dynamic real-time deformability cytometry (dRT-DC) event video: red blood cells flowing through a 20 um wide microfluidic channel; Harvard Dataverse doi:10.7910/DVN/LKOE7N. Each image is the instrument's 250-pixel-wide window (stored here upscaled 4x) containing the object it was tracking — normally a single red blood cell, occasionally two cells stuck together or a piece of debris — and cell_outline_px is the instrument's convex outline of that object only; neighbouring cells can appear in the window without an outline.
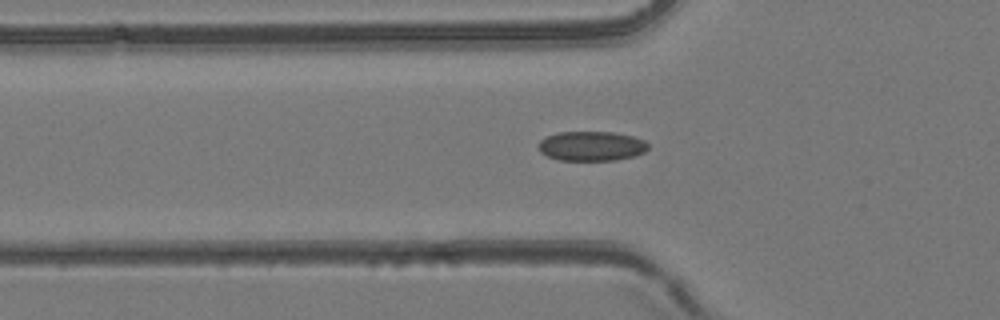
{"species": "common noctule bat (a hibernating species)", "species_latin": "Nyctalus noctula", "temperature_condition": "room temperature", "stored_images_in_passage": 49, "segment_of_instrument_passage": [1, 2], "camera_frame_rate_fps": 3000, "um_per_image_px": 0.085, "animal": {"sex": "female", "body_mass_g": 24.6, "forearm_length_mm": 56.2}, "frame": {"image": 1, "passage_image": 17, "time_ms": 5.333, "image_size_px": [1000, 320], "cell_outline_px": [[648, 148], [644, 152], [636, 156], [616, 160], [560, 160], [548, 156], [540, 152], [536, 144], [540, 140], [556, 132], [612, 132], [632, 136], [644, 140], [648, 144]], "centroid_in_image_um": [50.26, 12.41], "position_along_channel_um": 75.5, "area_um2": 19.02}}
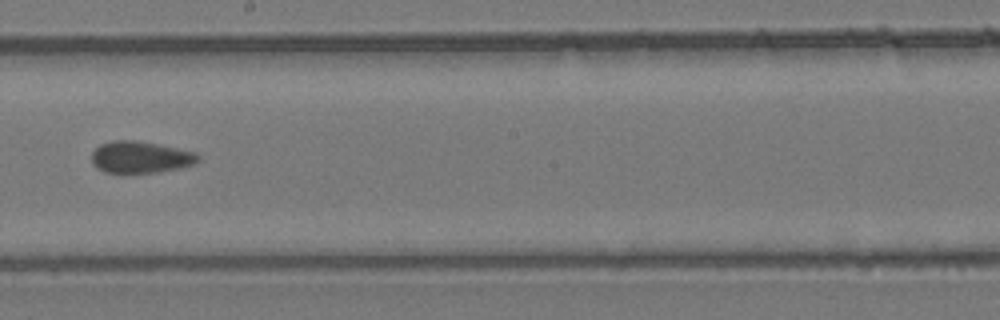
{"frame": {"image": 2, "passage_image": 28, "time_ms": 9.0, "image_size_px": [1000, 320], "cell_outline_px": [[200, 160], [196, 164], [180, 168], [156, 172], [104, 172], [96, 168], [92, 164], [92, 152], [100, 144], [112, 140], [136, 140], [160, 144], [196, 152], [200, 156]], "centroid_in_image_um": [11.96, 13.34], "position_along_channel_um": 236.2, "area_um2": 19.88}}
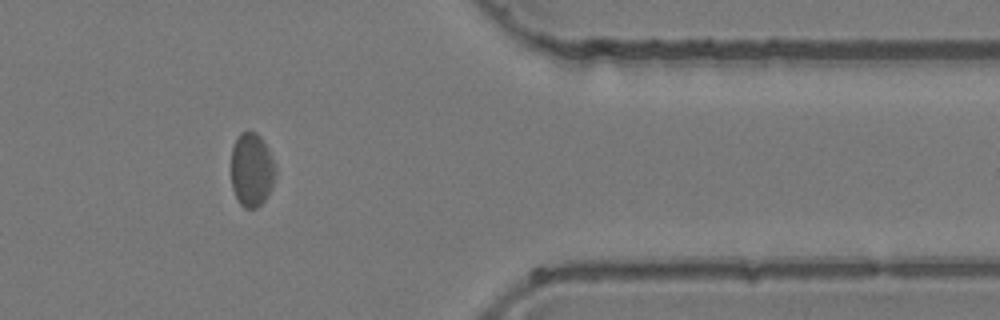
{"frame": {"image": 3, "passage_image": 40, "time_ms": 13.0, "image_size_px": [1000, 320], "cell_outline_px": [[276, 176], [268, 196], [256, 208], [244, 208], [240, 204], [232, 188], [232, 148], [240, 132], [256, 132], [260, 136], [268, 148], [276, 168]], "centroid_in_image_um": [21.41, 14.44], "position_along_channel_um": 390.0, "area_um2": 19.02}}